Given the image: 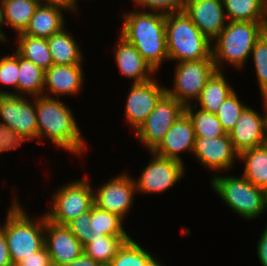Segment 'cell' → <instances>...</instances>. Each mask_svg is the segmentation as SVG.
<instances>
[{
	"mask_svg": "<svg viewBox=\"0 0 267 266\" xmlns=\"http://www.w3.org/2000/svg\"><path fill=\"white\" fill-rule=\"evenodd\" d=\"M266 209H267V191H266ZM267 211V210H266Z\"/></svg>",
	"mask_w": 267,
	"mask_h": 266,
	"instance_id": "obj_51",
	"label": "cell"
},
{
	"mask_svg": "<svg viewBox=\"0 0 267 266\" xmlns=\"http://www.w3.org/2000/svg\"><path fill=\"white\" fill-rule=\"evenodd\" d=\"M195 131L189 116L184 112L166 132L163 140L153 150L159 156L173 159L184 164L182 153H193Z\"/></svg>",
	"mask_w": 267,
	"mask_h": 266,
	"instance_id": "obj_19",
	"label": "cell"
},
{
	"mask_svg": "<svg viewBox=\"0 0 267 266\" xmlns=\"http://www.w3.org/2000/svg\"><path fill=\"white\" fill-rule=\"evenodd\" d=\"M1 94H11V92H9V90L3 91V90L0 88V95H1Z\"/></svg>",
	"mask_w": 267,
	"mask_h": 266,
	"instance_id": "obj_48",
	"label": "cell"
},
{
	"mask_svg": "<svg viewBox=\"0 0 267 266\" xmlns=\"http://www.w3.org/2000/svg\"><path fill=\"white\" fill-rule=\"evenodd\" d=\"M54 266H63L77 259L83 253V245L71 233L67 225H60L45 216V242Z\"/></svg>",
	"mask_w": 267,
	"mask_h": 266,
	"instance_id": "obj_16",
	"label": "cell"
},
{
	"mask_svg": "<svg viewBox=\"0 0 267 266\" xmlns=\"http://www.w3.org/2000/svg\"><path fill=\"white\" fill-rule=\"evenodd\" d=\"M18 264L20 266H54L52 258L45 246L38 252L32 253L31 256L20 261Z\"/></svg>",
	"mask_w": 267,
	"mask_h": 266,
	"instance_id": "obj_38",
	"label": "cell"
},
{
	"mask_svg": "<svg viewBox=\"0 0 267 266\" xmlns=\"http://www.w3.org/2000/svg\"><path fill=\"white\" fill-rule=\"evenodd\" d=\"M139 10L173 13L183 11L186 0H132Z\"/></svg>",
	"mask_w": 267,
	"mask_h": 266,
	"instance_id": "obj_36",
	"label": "cell"
},
{
	"mask_svg": "<svg viewBox=\"0 0 267 266\" xmlns=\"http://www.w3.org/2000/svg\"><path fill=\"white\" fill-rule=\"evenodd\" d=\"M9 266H20L18 263H12Z\"/></svg>",
	"mask_w": 267,
	"mask_h": 266,
	"instance_id": "obj_50",
	"label": "cell"
},
{
	"mask_svg": "<svg viewBox=\"0 0 267 266\" xmlns=\"http://www.w3.org/2000/svg\"><path fill=\"white\" fill-rule=\"evenodd\" d=\"M152 156L148 165L142 168L139 178L134 179L137 193L161 194L173 188L184 178L185 165L179 161L149 152Z\"/></svg>",
	"mask_w": 267,
	"mask_h": 266,
	"instance_id": "obj_11",
	"label": "cell"
},
{
	"mask_svg": "<svg viewBox=\"0 0 267 266\" xmlns=\"http://www.w3.org/2000/svg\"><path fill=\"white\" fill-rule=\"evenodd\" d=\"M12 260L4 231L0 228V266H9Z\"/></svg>",
	"mask_w": 267,
	"mask_h": 266,
	"instance_id": "obj_40",
	"label": "cell"
},
{
	"mask_svg": "<svg viewBox=\"0 0 267 266\" xmlns=\"http://www.w3.org/2000/svg\"><path fill=\"white\" fill-rule=\"evenodd\" d=\"M91 210L81 214L67 224L71 233L81 242L82 245L90 241L92 230L90 228Z\"/></svg>",
	"mask_w": 267,
	"mask_h": 266,
	"instance_id": "obj_37",
	"label": "cell"
},
{
	"mask_svg": "<svg viewBox=\"0 0 267 266\" xmlns=\"http://www.w3.org/2000/svg\"><path fill=\"white\" fill-rule=\"evenodd\" d=\"M247 106L241 101L236 91L230 94L222 103L216 116L226 133H229L234 128L241 113Z\"/></svg>",
	"mask_w": 267,
	"mask_h": 266,
	"instance_id": "obj_33",
	"label": "cell"
},
{
	"mask_svg": "<svg viewBox=\"0 0 267 266\" xmlns=\"http://www.w3.org/2000/svg\"><path fill=\"white\" fill-rule=\"evenodd\" d=\"M131 235H90V241L83 245V252L102 266H108L120 247Z\"/></svg>",
	"mask_w": 267,
	"mask_h": 266,
	"instance_id": "obj_26",
	"label": "cell"
},
{
	"mask_svg": "<svg viewBox=\"0 0 267 266\" xmlns=\"http://www.w3.org/2000/svg\"><path fill=\"white\" fill-rule=\"evenodd\" d=\"M262 100L263 114L247 106L241 113L234 128L229 132L234 149L238 153L267 143V116L264 98Z\"/></svg>",
	"mask_w": 267,
	"mask_h": 266,
	"instance_id": "obj_15",
	"label": "cell"
},
{
	"mask_svg": "<svg viewBox=\"0 0 267 266\" xmlns=\"http://www.w3.org/2000/svg\"><path fill=\"white\" fill-rule=\"evenodd\" d=\"M63 266H102V265L99 262L94 261L91 257H89L83 252L77 259Z\"/></svg>",
	"mask_w": 267,
	"mask_h": 266,
	"instance_id": "obj_41",
	"label": "cell"
},
{
	"mask_svg": "<svg viewBox=\"0 0 267 266\" xmlns=\"http://www.w3.org/2000/svg\"><path fill=\"white\" fill-rule=\"evenodd\" d=\"M145 83H132L126 97L124 110L125 123L135 132L156 107L159 99L166 93V86L155 80Z\"/></svg>",
	"mask_w": 267,
	"mask_h": 266,
	"instance_id": "obj_13",
	"label": "cell"
},
{
	"mask_svg": "<svg viewBox=\"0 0 267 266\" xmlns=\"http://www.w3.org/2000/svg\"><path fill=\"white\" fill-rule=\"evenodd\" d=\"M185 112V106L165 93L154 110L134 132L138 141L153 151L163 140L172 124Z\"/></svg>",
	"mask_w": 267,
	"mask_h": 266,
	"instance_id": "obj_10",
	"label": "cell"
},
{
	"mask_svg": "<svg viewBox=\"0 0 267 266\" xmlns=\"http://www.w3.org/2000/svg\"><path fill=\"white\" fill-rule=\"evenodd\" d=\"M84 64L52 65L45 71L43 96L58 98L61 96H78L85 83ZM84 82V83H83ZM52 95V96H51Z\"/></svg>",
	"mask_w": 267,
	"mask_h": 266,
	"instance_id": "obj_18",
	"label": "cell"
},
{
	"mask_svg": "<svg viewBox=\"0 0 267 266\" xmlns=\"http://www.w3.org/2000/svg\"><path fill=\"white\" fill-rule=\"evenodd\" d=\"M185 113L191 119L196 137H220L226 132L216 114L196 108L193 104L185 106Z\"/></svg>",
	"mask_w": 267,
	"mask_h": 266,
	"instance_id": "obj_30",
	"label": "cell"
},
{
	"mask_svg": "<svg viewBox=\"0 0 267 266\" xmlns=\"http://www.w3.org/2000/svg\"><path fill=\"white\" fill-rule=\"evenodd\" d=\"M17 197L13 195V201L7 209V218L0 225L5 233L12 263H19L38 252L45 242V214L31 217Z\"/></svg>",
	"mask_w": 267,
	"mask_h": 266,
	"instance_id": "obj_3",
	"label": "cell"
},
{
	"mask_svg": "<svg viewBox=\"0 0 267 266\" xmlns=\"http://www.w3.org/2000/svg\"><path fill=\"white\" fill-rule=\"evenodd\" d=\"M16 52L28 61H32L46 71L53 65L48 42L45 38L33 37L25 34L16 35Z\"/></svg>",
	"mask_w": 267,
	"mask_h": 266,
	"instance_id": "obj_27",
	"label": "cell"
},
{
	"mask_svg": "<svg viewBox=\"0 0 267 266\" xmlns=\"http://www.w3.org/2000/svg\"><path fill=\"white\" fill-rule=\"evenodd\" d=\"M183 11L211 42L228 22L222 0H186Z\"/></svg>",
	"mask_w": 267,
	"mask_h": 266,
	"instance_id": "obj_17",
	"label": "cell"
},
{
	"mask_svg": "<svg viewBox=\"0 0 267 266\" xmlns=\"http://www.w3.org/2000/svg\"><path fill=\"white\" fill-rule=\"evenodd\" d=\"M173 88L166 86V93L184 106L192 105L217 71L213 58L175 63Z\"/></svg>",
	"mask_w": 267,
	"mask_h": 266,
	"instance_id": "obj_9",
	"label": "cell"
},
{
	"mask_svg": "<svg viewBox=\"0 0 267 266\" xmlns=\"http://www.w3.org/2000/svg\"><path fill=\"white\" fill-rule=\"evenodd\" d=\"M63 28L47 39L54 65L83 64L84 56L73 34Z\"/></svg>",
	"mask_w": 267,
	"mask_h": 266,
	"instance_id": "obj_24",
	"label": "cell"
},
{
	"mask_svg": "<svg viewBox=\"0 0 267 266\" xmlns=\"http://www.w3.org/2000/svg\"><path fill=\"white\" fill-rule=\"evenodd\" d=\"M19 54L14 51L12 55H5L0 58V84L3 90L5 87L15 89L11 94L18 95L19 77Z\"/></svg>",
	"mask_w": 267,
	"mask_h": 266,
	"instance_id": "obj_35",
	"label": "cell"
},
{
	"mask_svg": "<svg viewBox=\"0 0 267 266\" xmlns=\"http://www.w3.org/2000/svg\"><path fill=\"white\" fill-rule=\"evenodd\" d=\"M257 242L256 253L261 266H267V223Z\"/></svg>",
	"mask_w": 267,
	"mask_h": 266,
	"instance_id": "obj_39",
	"label": "cell"
},
{
	"mask_svg": "<svg viewBox=\"0 0 267 266\" xmlns=\"http://www.w3.org/2000/svg\"><path fill=\"white\" fill-rule=\"evenodd\" d=\"M263 34L267 35V0H264V14L262 21Z\"/></svg>",
	"mask_w": 267,
	"mask_h": 266,
	"instance_id": "obj_44",
	"label": "cell"
},
{
	"mask_svg": "<svg viewBox=\"0 0 267 266\" xmlns=\"http://www.w3.org/2000/svg\"><path fill=\"white\" fill-rule=\"evenodd\" d=\"M228 174H214L210 179L212 190L241 219L249 221L261 217L266 211V191L254 186L242 174Z\"/></svg>",
	"mask_w": 267,
	"mask_h": 266,
	"instance_id": "obj_6",
	"label": "cell"
},
{
	"mask_svg": "<svg viewBox=\"0 0 267 266\" xmlns=\"http://www.w3.org/2000/svg\"><path fill=\"white\" fill-rule=\"evenodd\" d=\"M65 11L70 13L65 6L40 3L22 34L48 39L66 27Z\"/></svg>",
	"mask_w": 267,
	"mask_h": 266,
	"instance_id": "obj_21",
	"label": "cell"
},
{
	"mask_svg": "<svg viewBox=\"0 0 267 266\" xmlns=\"http://www.w3.org/2000/svg\"><path fill=\"white\" fill-rule=\"evenodd\" d=\"M262 34V22L228 21L212 41V58L216 70L224 71L223 66L227 63L238 71L243 70L251 59L254 44Z\"/></svg>",
	"mask_w": 267,
	"mask_h": 266,
	"instance_id": "obj_4",
	"label": "cell"
},
{
	"mask_svg": "<svg viewBox=\"0 0 267 266\" xmlns=\"http://www.w3.org/2000/svg\"><path fill=\"white\" fill-rule=\"evenodd\" d=\"M18 95L43 96L45 71L19 55Z\"/></svg>",
	"mask_w": 267,
	"mask_h": 266,
	"instance_id": "obj_28",
	"label": "cell"
},
{
	"mask_svg": "<svg viewBox=\"0 0 267 266\" xmlns=\"http://www.w3.org/2000/svg\"><path fill=\"white\" fill-rule=\"evenodd\" d=\"M265 111L267 116V97H264Z\"/></svg>",
	"mask_w": 267,
	"mask_h": 266,
	"instance_id": "obj_49",
	"label": "cell"
},
{
	"mask_svg": "<svg viewBox=\"0 0 267 266\" xmlns=\"http://www.w3.org/2000/svg\"><path fill=\"white\" fill-rule=\"evenodd\" d=\"M166 45L169 61H198L212 58V42L184 11L165 14Z\"/></svg>",
	"mask_w": 267,
	"mask_h": 266,
	"instance_id": "obj_5",
	"label": "cell"
},
{
	"mask_svg": "<svg viewBox=\"0 0 267 266\" xmlns=\"http://www.w3.org/2000/svg\"><path fill=\"white\" fill-rule=\"evenodd\" d=\"M239 160L244 162L242 175L254 186L267 191V143L242 151Z\"/></svg>",
	"mask_w": 267,
	"mask_h": 266,
	"instance_id": "obj_25",
	"label": "cell"
},
{
	"mask_svg": "<svg viewBox=\"0 0 267 266\" xmlns=\"http://www.w3.org/2000/svg\"><path fill=\"white\" fill-rule=\"evenodd\" d=\"M114 49V59L119 73L134 83L152 80L157 72L141 56L137 49L120 34Z\"/></svg>",
	"mask_w": 267,
	"mask_h": 266,
	"instance_id": "obj_20",
	"label": "cell"
},
{
	"mask_svg": "<svg viewBox=\"0 0 267 266\" xmlns=\"http://www.w3.org/2000/svg\"><path fill=\"white\" fill-rule=\"evenodd\" d=\"M153 254L130 237L120 247L108 266H144Z\"/></svg>",
	"mask_w": 267,
	"mask_h": 266,
	"instance_id": "obj_32",
	"label": "cell"
},
{
	"mask_svg": "<svg viewBox=\"0 0 267 266\" xmlns=\"http://www.w3.org/2000/svg\"><path fill=\"white\" fill-rule=\"evenodd\" d=\"M40 3L59 4L70 8L72 0H38Z\"/></svg>",
	"mask_w": 267,
	"mask_h": 266,
	"instance_id": "obj_43",
	"label": "cell"
},
{
	"mask_svg": "<svg viewBox=\"0 0 267 266\" xmlns=\"http://www.w3.org/2000/svg\"><path fill=\"white\" fill-rule=\"evenodd\" d=\"M30 99L14 94L0 95V123L16 149L25 141L35 140L38 144L36 97Z\"/></svg>",
	"mask_w": 267,
	"mask_h": 266,
	"instance_id": "obj_7",
	"label": "cell"
},
{
	"mask_svg": "<svg viewBox=\"0 0 267 266\" xmlns=\"http://www.w3.org/2000/svg\"><path fill=\"white\" fill-rule=\"evenodd\" d=\"M124 222L118 215L103 210L95 204L91 208L90 228L92 235H128L123 227Z\"/></svg>",
	"mask_w": 267,
	"mask_h": 266,
	"instance_id": "obj_31",
	"label": "cell"
},
{
	"mask_svg": "<svg viewBox=\"0 0 267 266\" xmlns=\"http://www.w3.org/2000/svg\"><path fill=\"white\" fill-rule=\"evenodd\" d=\"M38 0H0V25L9 26L18 34L23 33L29 25Z\"/></svg>",
	"mask_w": 267,
	"mask_h": 266,
	"instance_id": "obj_22",
	"label": "cell"
},
{
	"mask_svg": "<svg viewBox=\"0 0 267 266\" xmlns=\"http://www.w3.org/2000/svg\"><path fill=\"white\" fill-rule=\"evenodd\" d=\"M120 35L130 42L141 56L159 72L162 62H168L165 33V13L130 10L123 14Z\"/></svg>",
	"mask_w": 267,
	"mask_h": 266,
	"instance_id": "obj_2",
	"label": "cell"
},
{
	"mask_svg": "<svg viewBox=\"0 0 267 266\" xmlns=\"http://www.w3.org/2000/svg\"><path fill=\"white\" fill-rule=\"evenodd\" d=\"M121 173L113 176L107 182L101 183L97 189L94 187V203L99 208L125 220L133 207L137 190L134 178L126 172Z\"/></svg>",
	"mask_w": 267,
	"mask_h": 266,
	"instance_id": "obj_12",
	"label": "cell"
},
{
	"mask_svg": "<svg viewBox=\"0 0 267 266\" xmlns=\"http://www.w3.org/2000/svg\"><path fill=\"white\" fill-rule=\"evenodd\" d=\"M227 21L262 22L264 0H222Z\"/></svg>",
	"mask_w": 267,
	"mask_h": 266,
	"instance_id": "obj_29",
	"label": "cell"
},
{
	"mask_svg": "<svg viewBox=\"0 0 267 266\" xmlns=\"http://www.w3.org/2000/svg\"><path fill=\"white\" fill-rule=\"evenodd\" d=\"M1 25H0V43H4L7 45V42L9 43L10 41L8 40V38H6L7 36L5 35V32H3V30H1Z\"/></svg>",
	"mask_w": 267,
	"mask_h": 266,
	"instance_id": "obj_47",
	"label": "cell"
},
{
	"mask_svg": "<svg viewBox=\"0 0 267 266\" xmlns=\"http://www.w3.org/2000/svg\"><path fill=\"white\" fill-rule=\"evenodd\" d=\"M78 1L79 0H72L71 4H70V8H69V11L70 13H77L79 10L77 9L78 8Z\"/></svg>",
	"mask_w": 267,
	"mask_h": 266,
	"instance_id": "obj_46",
	"label": "cell"
},
{
	"mask_svg": "<svg viewBox=\"0 0 267 266\" xmlns=\"http://www.w3.org/2000/svg\"><path fill=\"white\" fill-rule=\"evenodd\" d=\"M61 99L46 96L36 97V119L38 126V143L48 138L51 143L82 157L87 143L81 134V128L74 118L73 110Z\"/></svg>",
	"mask_w": 267,
	"mask_h": 266,
	"instance_id": "obj_1",
	"label": "cell"
},
{
	"mask_svg": "<svg viewBox=\"0 0 267 266\" xmlns=\"http://www.w3.org/2000/svg\"><path fill=\"white\" fill-rule=\"evenodd\" d=\"M16 150L9 140L3 125L0 123V154L11 150Z\"/></svg>",
	"mask_w": 267,
	"mask_h": 266,
	"instance_id": "obj_42",
	"label": "cell"
},
{
	"mask_svg": "<svg viewBox=\"0 0 267 266\" xmlns=\"http://www.w3.org/2000/svg\"><path fill=\"white\" fill-rule=\"evenodd\" d=\"M88 177L75 179L51 193V207L44 214L53 223L67 225L73 219L91 210L94 187Z\"/></svg>",
	"mask_w": 267,
	"mask_h": 266,
	"instance_id": "obj_8",
	"label": "cell"
},
{
	"mask_svg": "<svg viewBox=\"0 0 267 266\" xmlns=\"http://www.w3.org/2000/svg\"><path fill=\"white\" fill-rule=\"evenodd\" d=\"M234 89L228 82L224 71H216L193 104L198 109L216 114L222 103L235 91Z\"/></svg>",
	"mask_w": 267,
	"mask_h": 266,
	"instance_id": "obj_23",
	"label": "cell"
},
{
	"mask_svg": "<svg viewBox=\"0 0 267 266\" xmlns=\"http://www.w3.org/2000/svg\"><path fill=\"white\" fill-rule=\"evenodd\" d=\"M201 167L210 169L216 174L230 172L239 153L234 149L229 133L220 137H196L192 153ZM236 159V160H235Z\"/></svg>",
	"mask_w": 267,
	"mask_h": 266,
	"instance_id": "obj_14",
	"label": "cell"
},
{
	"mask_svg": "<svg viewBox=\"0 0 267 266\" xmlns=\"http://www.w3.org/2000/svg\"><path fill=\"white\" fill-rule=\"evenodd\" d=\"M261 97H267V35L262 34L251 52Z\"/></svg>",
	"mask_w": 267,
	"mask_h": 266,
	"instance_id": "obj_34",
	"label": "cell"
},
{
	"mask_svg": "<svg viewBox=\"0 0 267 266\" xmlns=\"http://www.w3.org/2000/svg\"><path fill=\"white\" fill-rule=\"evenodd\" d=\"M156 257L153 256L144 266H165L163 263Z\"/></svg>",
	"mask_w": 267,
	"mask_h": 266,
	"instance_id": "obj_45",
	"label": "cell"
}]
</instances>
